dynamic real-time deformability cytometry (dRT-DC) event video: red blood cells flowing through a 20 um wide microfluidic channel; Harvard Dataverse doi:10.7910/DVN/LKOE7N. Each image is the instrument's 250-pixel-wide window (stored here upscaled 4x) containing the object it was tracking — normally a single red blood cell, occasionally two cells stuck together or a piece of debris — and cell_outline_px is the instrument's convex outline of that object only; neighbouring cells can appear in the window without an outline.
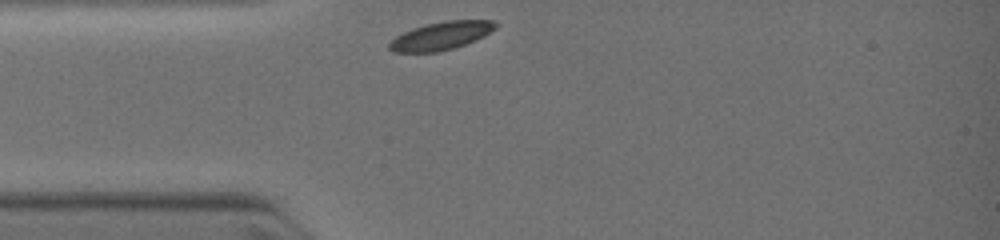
{"species": "common noctule bat (a hibernating species)", "species_latin": "Nyctalus noctula", "temperature_condition": "warm", "stored_images_in_passage": 2, "camera_frame_rate_fps": 3000, "um_per_image_px": 0.085, "animal": {"sex": "female", "body_mass_g": 19.0, "forearm_length_mm": 51.5}, "frame": {"image": 1, "passage_image": 1, "time_ms": 0.0, "image_size_px": [1000, 240], "cell_outline_px": [[500, 24], [496, 28], [484, 36], [476, 40], [452, 48], [436, 52], [392, 52], [388, 48], [388, 44], [396, 36], [412, 28], [424, 24], [444, 20], [496, 20]], "centroid_in_image_um": [37.51, 3.02], "position_along_channel_um": 47.5, "area_um2": 17.51}}